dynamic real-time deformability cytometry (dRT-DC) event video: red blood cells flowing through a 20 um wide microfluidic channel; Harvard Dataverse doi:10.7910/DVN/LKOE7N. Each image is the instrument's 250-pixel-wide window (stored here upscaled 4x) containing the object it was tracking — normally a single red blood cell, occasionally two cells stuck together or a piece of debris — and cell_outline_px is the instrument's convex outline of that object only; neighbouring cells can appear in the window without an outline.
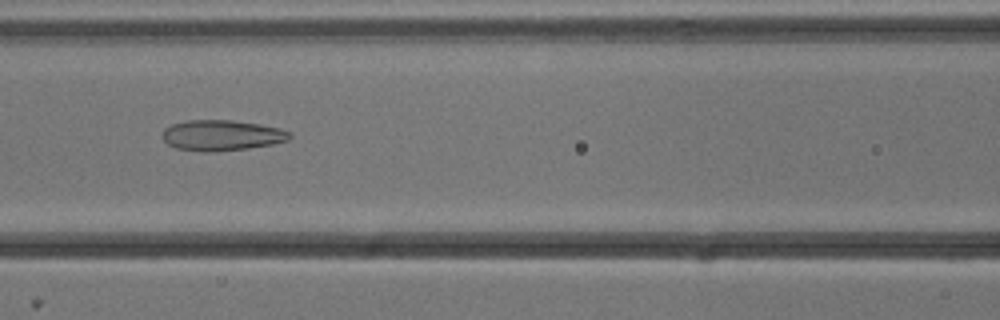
{"species": "common noctule bat (a hibernating species)", "species_latin": "Nyctalus noctula", "temperature_condition": "cold", "stored_images_in_passage": 53, "camera_frame_rate_fps": 3000, "um_per_image_px": 0.085, "animal": {"sex": "male", "body_mass_g": 13.3}, "frame": {"image": 1, "passage_image": 23, "time_ms": 7.333, "image_size_px": [1000, 320], "cell_outline_px": [[292, 136], [288, 140], [272, 144], [248, 148], [216, 152], [204, 152], [176, 148], [168, 144], [160, 136], [160, 132], [164, 128], [172, 124], [184, 120], [232, 120], [260, 124], [280, 128], [292, 132]], "centroid_in_image_um": [18.82, 11.5], "position_along_channel_um": 147.8, "area_um2": 23.06}}
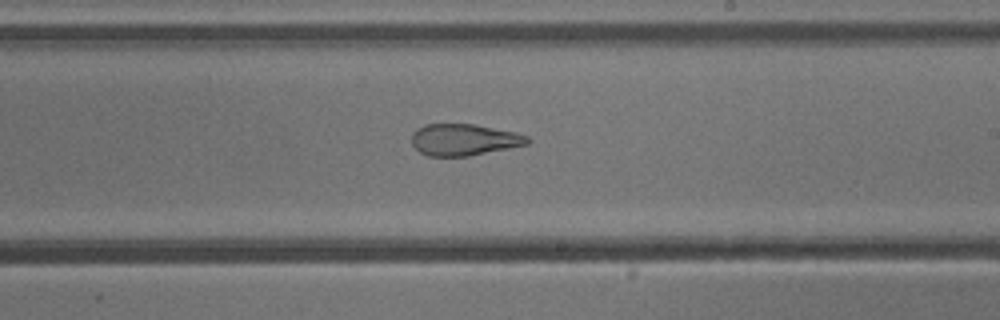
{"frame": {"image": 2, "passage_image": 31, "time_ms": 10.0, "image_size_px": [1000, 320], "cell_outline_px": [[532, 140], [528, 144], [468, 156], [428, 156], [420, 152], [412, 144], [412, 132], [416, 128], [424, 124], [472, 124], [516, 132], [528, 136]], "centroid_in_image_um": [39.43, 11.87], "position_along_channel_um": 249.6, "area_um2": 21.33}}
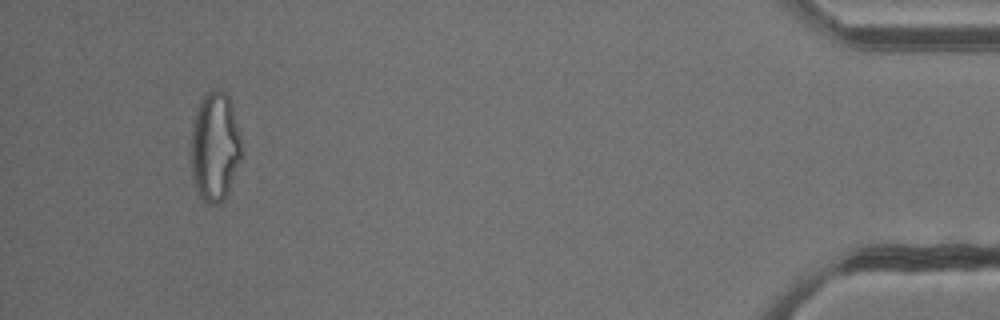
{"frame": {"image": 3, "passage_image": 50, "time_ms": 16.333, "image_size_px": [1000, 320], "cell_outline_px": [[240, 160], [228, 192], [224, 200], [216, 204], [204, 204], [192, 184], [188, 148], [192, 124], [200, 100], [204, 92], [216, 88], [220, 88], [228, 96], [232, 104], [240, 136]], "centroid_in_image_um": [18.19, 12.48], "position_along_channel_um": 417.0, "area_um2": 33.23}, "authors_computed_cell_mechanics": {"area_um2": 28.4376, "velocity_mm_per_s": 3.8276, "shape_relaxation_time_tau1_ms": null, "shape_relaxation_time_tau2_ms": 2.1633, "deformation_change_tau1": null, "deformation_change_tau2": 0.1183}}